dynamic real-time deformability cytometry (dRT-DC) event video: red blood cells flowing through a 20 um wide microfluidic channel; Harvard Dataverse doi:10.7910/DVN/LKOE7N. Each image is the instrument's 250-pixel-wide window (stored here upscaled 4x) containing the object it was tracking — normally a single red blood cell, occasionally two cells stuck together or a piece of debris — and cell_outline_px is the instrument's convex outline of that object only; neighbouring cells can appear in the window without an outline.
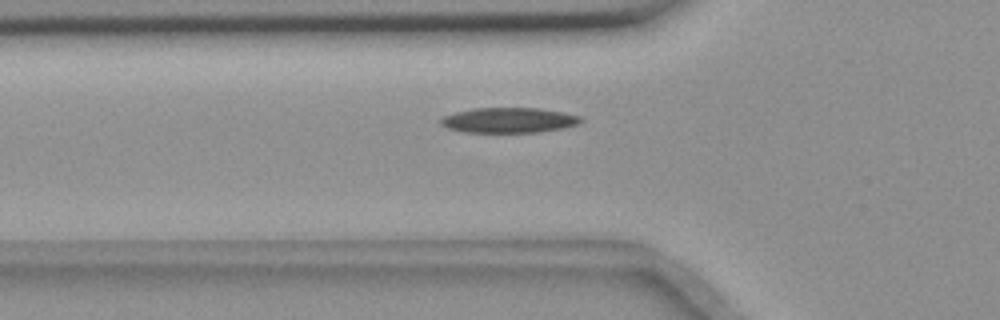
{"species": "common noctule bat (a hibernating species)", "species_latin": "Nyctalus noctula", "temperature_condition": "room temperature", "stored_images_in_passage": 40, "camera_frame_rate_fps": 3000, "um_per_image_px": 0.085, "animal": {"sex": "female", "body_mass_g": 18.4}, "frame": {"image": 1, "passage_image": 3, "time_ms": 0.667, "image_size_px": [1000, 320], "cell_outline_px": [[584, 120], [580, 124], [540, 132], [464, 132], [448, 128], [440, 124], [440, 120], [444, 116], [456, 112], [472, 108], [536, 108], [564, 112], [580, 116]], "centroid_in_image_um": [43.27, 10.21], "position_along_channel_um": 82.5, "area_um2": 20.52}}
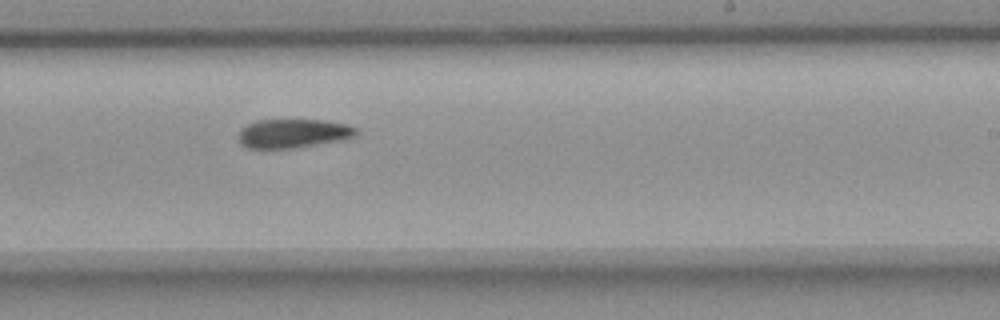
{"frame": {"image": 2, "passage_image": 18, "time_ms": 5.667, "image_size_px": [1000, 320], "cell_outline_px": [[356, 136], [344, 140], [292, 148], [264, 152], [248, 148], [240, 144], [236, 136], [240, 128], [256, 120], [324, 120], [344, 124], [356, 128]], "centroid_in_image_um": [24.8, 11.38], "position_along_channel_um": 264.2, "area_um2": 20.58}}
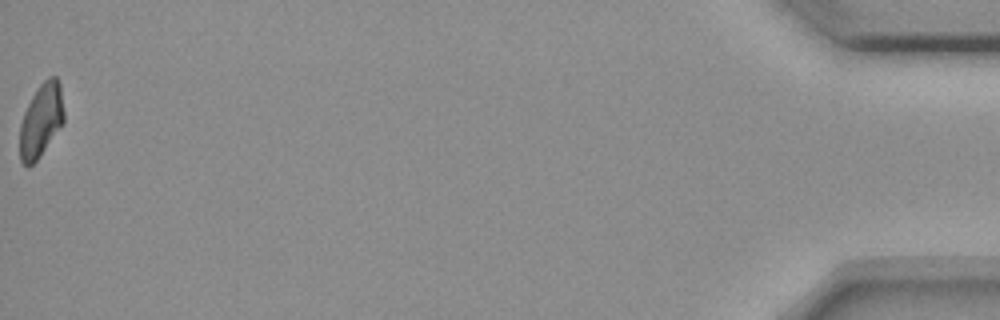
{"frame": {"image": 3, "passage_image": 40, "time_ms": 13.0, "image_size_px": [1000, 320], "cell_outline_px": [[64, 124], [40, 156], [28, 168], [20, 160], [20, 124], [24, 112], [32, 96], [40, 84], [48, 76], [56, 76], [60, 84], [64, 112]], "centroid_in_image_um": [3.51, 10.23], "position_along_channel_um": 431.7, "area_um2": 19.02}, "authors_computed_cell_mechanics": {"area_um2": 20.519, "velocity_mm_per_s": 3.637, "shape_relaxation_time_tau1_ms": 5.8309, "shape_relaxation_time_tau2_ms": null, "deformation_change_tau1": 0.149, "deformation_change_tau2": null}}